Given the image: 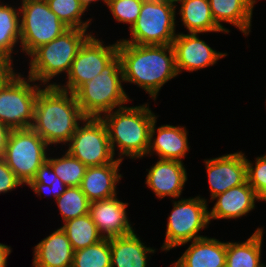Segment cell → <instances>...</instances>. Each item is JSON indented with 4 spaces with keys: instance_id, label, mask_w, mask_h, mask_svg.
<instances>
[{
    "instance_id": "cell-1",
    "label": "cell",
    "mask_w": 266,
    "mask_h": 267,
    "mask_svg": "<svg viewBox=\"0 0 266 267\" xmlns=\"http://www.w3.org/2000/svg\"><path fill=\"white\" fill-rule=\"evenodd\" d=\"M124 82L137 84L156 100L161 87L178 76L172 45H138L119 40Z\"/></svg>"
},
{
    "instance_id": "cell-2",
    "label": "cell",
    "mask_w": 266,
    "mask_h": 267,
    "mask_svg": "<svg viewBox=\"0 0 266 267\" xmlns=\"http://www.w3.org/2000/svg\"><path fill=\"white\" fill-rule=\"evenodd\" d=\"M34 107V121L31 128L48 144L68 143L85 120L74 93L57 86H43Z\"/></svg>"
},
{
    "instance_id": "cell-3",
    "label": "cell",
    "mask_w": 266,
    "mask_h": 267,
    "mask_svg": "<svg viewBox=\"0 0 266 267\" xmlns=\"http://www.w3.org/2000/svg\"><path fill=\"white\" fill-rule=\"evenodd\" d=\"M103 115L100 118L108 130L114 156L116 147L120 150L118 159L121 161L124 156L139 159L147 155L151 124L157 118L148 103L134 107L124 106Z\"/></svg>"
},
{
    "instance_id": "cell-4",
    "label": "cell",
    "mask_w": 266,
    "mask_h": 267,
    "mask_svg": "<svg viewBox=\"0 0 266 267\" xmlns=\"http://www.w3.org/2000/svg\"><path fill=\"white\" fill-rule=\"evenodd\" d=\"M122 82L124 78L121 60L117 55L100 74L74 92L82 113L86 117L100 118L104 113L115 110L114 108L124 107L130 99Z\"/></svg>"
},
{
    "instance_id": "cell-5",
    "label": "cell",
    "mask_w": 266,
    "mask_h": 267,
    "mask_svg": "<svg viewBox=\"0 0 266 267\" xmlns=\"http://www.w3.org/2000/svg\"><path fill=\"white\" fill-rule=\"evenodd\" d=\"M79 28H68L51 42L41 45L29 56L28 76L35 81L47 84L53 77L65 72L68 74L78 50L91 35Z\"/></svg>"
},
{
    "instance_id": "cell-6",
    "label": "cell",
    "mask_w": 266,
    "mask_h": 267,
    "mask_svg": "<svg viewBox=\"0 0 266 267\" xmlns=\"http://www.w3.org/2000/svg\"><path fill=\"white\" fill-rule=\"evenodd\" d=\"M13 73L0 86V122L12 129L31 128L40 85L31 77ZM33 84H30V83Z\"/></svg>"
},
{
    "instance_id": "cell-7",
    "label": "cell",
    "mask_w": 266,
    "mask_h": 267,
    "mask_svg": "<svg viewBox=\"0 0 266 267\" xmlns=\"http://www.w3.org/2000/svg\"><path fill=\"white\" fill-rule=\"evenodd\" d=\"M176 6L162 0H143L140 14L125 43L138 45H172L175 39Z\"/></svg>"
},
{
    "instance_id": "cell-8",
    "label": "cell",
    "mask_w": 266,
    "mask_h": 267,
    "mask_svg": "<svg viewBox=\"0 0 266 267\" xmlns=\"http://www.w3.org/2000/svg\"><path fill=\"white\" fill-rule=\"evenodd\" d=\"M20 10L21 50L28 56L65 32L68 27L52 12L46 0H22Z\"/></svg>"
},
{
    "instance_id": "cell-9",
    "label": "cell",
    "mask_w": 266,
    "mask_h": 267,
    "mask_svg": "<svg viewBox=\"0 0 266 267\" xmlns=\"http://www.w3.org/2000/svg\"><path fill=\"white\" fill-rule=\"evenodd\" d=\"M48 146L32 128L12 129L2 158L23 185H28L47 160Z\"/></svg>"
},
{
    "instance_id": "cell-10",
    "label": "cell",
    "mask_w": 266,
    "mask_h": 267,
    "mask_svg": "<svg viewBox=\"0 0 266 267\" xmlns=\"http://www.w3.org/2000/svg\"><path fill=\"white\" fill-rule=\"evenodd\" d=\"M207 199L195 198L181 199L173 202V209L168 216L166 237L162 251L186 244L187 242L203 238L198 232L208 227L209 210Z\"/></svg>"
},
{
    "instance_id": "cell-11",
    "label": "cell",
    "mask_w": 266,
    "mask_h": 267,
    "mask_svg": "<svg viewBox=\"0 0 266 267\" xmlns=\"http://www.w3.org/2000/svg\"><path fill=\"white\" fill-rule=\"evenodd\" d=\"M119 41L103 45L92 34L85 40L74 58L68 72L66 85L50 83L49 86L74 93L80 86L93 79L118 55Z\"/></svg>"
},
{
    "instance_id": "cell-12",
    "label": "cell",
    "mask_w": 266,
    "mask_h": 267,
    "mask_svg": "<svg viewBox=\"0 0 266 267\" xmlns=\"http://www.w3.org/2000/svg\"><path fill=\"white\" fill-rule=\"evenodd\" d=\"M67 152L87 167L112 163L108 130L101 118L86 117L69 141Z\"/></svg>"
},
{
    "instance_id": "cell-13",
    "label": "cell",
    "mask_w": 266,
    "mask_h": 267,
    "mask_svg": "<svg viewBox=\"0 0 266 267\" xmlns=\"http://www.w3.org/2000/svg\"><path fill=\"white\" fill-rule=\"evenodd\" d=\"M210 186L211 200L230 188L247 181L245 154L240 152L204 160Z\"/></svg>"
},
{
    "instance_id": "cell-14",
    "label": "cell",
    "mask_w": 266,
    "mask_h": 267,
    "mask_svg": "<svg viewBox=\"0 0 266 267\" xmlns=\"http://www.w3.org/2000/svg\"><path fill=\"white\" fill-rule=\"evenodd\" d=\"M199 33H179L175 36L172 46L175 52L177 73L182 70L189 72L212 66L226 56L227 53L213 50L205 41L199 39Z\"/></svg>"
},
{
    "instance_id": "cell-15",
    "label": "cell",
    "mask_w": 266,
    "mask_h": 267,
    "mask_svg": "<svg viewBox=\"0 0 266 267\" xmlns=\"http://www.w3.org/2000/svg\"><path fill=\"white\" fill-rule=\"evenodd\" d=\"M116 197L92 201L89 205L91 219L103 238L124 236L134 231L126 214L128 203Z\"/></svg>"
},
{
    "instance_id": "cell-16",
    "label": "cell",
    "mask_w": 266,
    "mask_h": 267,
    "mask_svg": "<svg viewBox=\"0 0 266 267\" xmlns=\"http://www.w3.org/2000/svg\"><path fill=\"white\" fill-rule=\"evenodd\" d=\"M182 162L159 159L148 170L145 184L160 199L169 196L179 198L187 181V172Z\"/></svg>"
},
{
    "instance_id": "cell-17",
    "label": "cell",
    "mask_w": 266,
    "mask_h": 267,
    "mask_svg": "<svg viewBox=\"0 0 266 267\" xmlns=\"http://www.w3.org/2000/svg\"><path fill=\"white\" fill-rule=\"evenodd\" d=\"M156 119L151 124L147 154L156 153L160 159L182 162V158L190 149L186 128L166 124L158 127L155 134ZM154 134L157 135L156 138Z\"/></svg>"
},
{
    "instance_id": "cell-18",
    "label": "cell",
    "mask_w": 266,
    "mask_h": 267,
    "mask_svg": "<svg viewBox=\"0 0 266 267\" xmlns=\"http://www.w3.org/2000/svg\"><path fill=\"white\" fill-rule=\"evenodd\" d=\"M121 162L117 158L109 164L87 167L80 188L90 202L117 196L116 184L123 177L118 172Z\"/></svg>"
},
{
    "instance_id": "cell-19",
    "label": "cell",
    "mask_w": 266,
    "mask_h": 267,
    "mask_svg": "<svg viewBox=\"0 0 266 267\" xmlns=\"http://www.w3.org/2000/svg\"><path fill=\"white\" fill-rule=\"evenodd\" d=\"M217 199L212 210L209 211V220L235 219L246 216L255 208V200L259 201L255 190L246 181L240 186L230 188L224 193L212 198Z\"/></svg>"
},
{
    "instance_id": "cell-20",
    "label": "cell",
    "mask_w": 266,
    "mask_h": 267,
    "mask_svg": "<svg viewBox=\"0 0 266 267\" xmlns=\"http://www.w3.org/2000/svg\"><path fill=\"white\" fill-rule=\"evenodd\" d=\"M33 267H72L74 249L60 227L34 247Z\"/></svg>"
},
{
    "instance_id": "cell-21",
    "label": "cell",
    "mask_w": 266,
    "mask_h": 267,
    "mask_svg": "<svg viewBox=\"0 0 266 267\" xmlns=\"http://www.w3.org/2000/svg\"><path fill=\"white\" fill-rule=\"evenodd\" d=\"M172 267H226V242L207 236L193 240Z\"/></svg>"
},
{
    "instance_id": "cell-22",
    "label": "cell",
    "mask_w": 266,
    "mask_h": 267,
    "mask_svg": "<svg viewBox=\"0 0 266 267\" xmlns=\"http://www.w3.org/2000/svg\"><path fill=\"white\" fill-rule=\"evenodd\" d=\"M256 0H209L211 13L215 23L226 33L221 22L236 26L245 36L251 31L253 7Z\"/></svg>"
},
{
    "instance_id": "cell-23",
    "label": "cell",
    "mask_w": 266,
    "mask_h": 267,
    "mask_svg": "<svg viewBox=\"0 0 266 267\" xmlns=\"http://www.w3.org/2000/svg\"><path fill=\"white\" fill-rule=\"evenodd\" d=\"M134 232L109 238L111 267H147L149 253L155 249L146 247Z\"/></svg>"
},
{
    "instance_id": "cell-24",
    "label": "cell",
    "mask_w": 266,
    "mask_h": 267,
    "mask_svg": "<svg viewBox=\"0 0 266 267\" xmlns=\"http://www.w3.org/2000/svg\"><path fill=\"white\" fill-rule=\"evenodd\" d=\"M263 229L257 228L245 242H226V267H265L261 263Z\"/></svg>"
},
{
    "instance_id": "cell-25",
    "label": "cell",
    "mask_w": 266,
    "mask_h": 267,
    "mask_svg": "<svg viewBox=\"0 0 266 267\" xmlns=\"http://www.w3.org/2000/svg\"><path fill=\"white\" fill-rule=\"evenodd\" d=\"M180 5L181 21L189 33H224L213 19L209 0H183Z\"/></svg>"
},
{
    "instance_id": "cell-26",
    "label": "cell",
    "mask_w": 266,
    "mask_h": 267,
    "mask_svg": "<svg viewBox=\"0 0 266 267\" xmlns=\"http://www.w3.org/2000/svg\"><path fill=\"white\" fill-rule=\"evenodd\" d=\"M21 40L20 10L0 3V55L12 61L15 45Z\"/></svg>"
},
{
    "instance_id": "cell-27",
    "label": "cell",
    "mask_w": 266,
    "mask_h": 267,
    "mask_svg": "<svg viewBox=\"0 0 266 267\" xmlns=\"http://www.w3.org/2000/svg\"><path fill=\"white\" fill-rule=\"evenodd\" d=\"M61 227L74 251L94 245L103 239L90 214H86L63 223Z\"/></svg>"
},
{
    "instance_id": "cell-28",
    "label": "cell",
    "mask_w": 266,
    "mask_h": 267,
    "mask_svg": "<svg viewBox=\"0 0 266 267\" xmlns=\"http://www.w3.org/2000/svg\"><path fill=\"white\" fill-rule=\"evenodd\" d=\"M54 173L68 187H80L85 175L87 166L81 161L71 156L67 151L60 158L48 157Z\"/></svg>"
},
{
    "instance_id": "cell-29",
    "label": "cell",
    "mask_w": 266,
    "mask_h": 267,
    "mask_svg": "<svg viewBox=\"0 0 266 267\" xmlns=\"http://www.w3.org/2000/svg\"><path fill=\"white\" fill-rule=\"evenodd\" d=\"M72 267H111V250L109 238L74 251Z\"/></svg>"
},
{
    "instance_id": "cell-30",
    "label": "cell",
    "mask_w": 266,
    "mask_h": 267,
    "mask_svg": "<svg viewBox=\"0 0 266 267\" xmlns=\"http://www.w3.org/2000/svg\"><path fill=\"white\" fill-rule=\"evenodd\" d=\"M63 222L89 213L90 201L80 187L70 186L56 199Z\"/></svg>"
},
{
    "instance_id": "cell-31",
    "label": "cell",
    "mask_w": 266,
    "mask_h": 267,
    "mask_svg": "<svg viewBox=\"0 0 266 267\" xmlns=\"http://www.w3.org/2000/svg\"><path fill=\"white\" fill-rule=\"evenodd\" d=\"M49 8L54 12L59 20L68 28H79L87 30L91 20L83 22L82 15L86 11L79 0H46Z\"/></svg>"
},
{
    "instance_id": "cell-32",
    "label": "cell",
    "mask_w": 266,
    "mask_h": 267,
    "mask_svg": "<svg viewBox=\"0 0 266 267\" xmlns=\"http://www.w3.org/2000/svg\"><path fill=\"white\" fill-rule=\"evenodd\" d=\"M28 186L40 197H42V192L53 194L55 200L68 187L57 177L47 160L38 168Z\"/></svg>"
},
{
    "instance_id": "cell-33",
    "label": "cell",
    "mask_w": 266,
    "mask_h": 267,
    "mask_svg": "<svg viewBox=\"0 0 266 267\" xmlns=\"http://www.w3.org/2000/svg\"><path fill=\"white\" fill-rule=\"evenodd\" d=\"M143 0H107V7L113 18L122 23H128L129 29L136 23Z\"/></svg>"
},
{
    "instance_id": "cell-34",
    "label": "cell",
    "mask_w": 266,
    "mask_h": 267,
    "mask_svg": "<svg viewBox=\"0 0 266 267\" xmlns=\"http://www.w3.org/2000/svg\"><path fill=\"white\" fill-rule=\"evenodd\" d=\"M247 181L255 190L259 201L266 203V154L256 158L255 166L246 157Z\"/></svg>"
},
{
    "instance_id": "cell-35",
    "label": "cell",
    "mask_w": 266,
    "mask_h": 267,
    "mask_svg": "<svg viewBox=\"0 0 266 267\" xmlns=\"http://www.w3.org/2000/svg\"><path fill=\"white\" fill-rule=\"evenodd\" d=\"M20 185L23 186V183L6 164L5 160L0 157V194L12 191Z\"/></svg>"
},
{
    "instance_id": "cell-36",
    "label": "cell",
    "mask_w": 266,
    "mask_h": 267,
    "mask_svg": "<svg viewBox=\"0 0 266 267\" xmlns=\"http://www.w3.org/2000/svg\"><path fill=\"white\" fill-rule=\"evenodd\" d=\"M13 64L0 55V86L14 73Z\"/></svg>"
},
{
    "instance_id": "cell-37",
    "label": "cell",
    "mask_w": 266,
    "mask_h": 267,
    "mask_svg": "<svg viewBox=\"0 0 266 267\" xmlns=\"http://www.w3.org/2000/svg\"><path fill=\"white\" fill-rule=\"evenodd\" d=\"M11 129L0 122V157L3 156Z\"/></svg>"
},
{
    "instance_id": "cell-38",
    "label": "cell",
    "mask_w": 266,
    "mask_h": 267,
    "mask_svg": "<svg viewBox=\"0 0 266 267\" xmlns=\"http://www.w3.org/2000/svg\"><path fill=\"white\" fill-rule=\"evenodd\" d=\"M11 247L0 243V267L7 266V257L11 253Z\"/></svg>"
},
{
    "instance_id": "cell-39",
    "label": "cell",
    "mask_w": 266,
    "mask_h": 267,
    "mask_svg": "<svg viewBox=\"0 0 266 267\" xmlns=\"http://www.w3.org/2000/svg\"><path fill=\"white\" fill-rule=\"evenodd\" d=\"M99 0H79L80 4L84 7L85 10H87L88 6L92 3V2H97ZM104 1L105 4H107V0H102Z\"/></svg>"
},
{
    "instance_id": "cell-40",
    "label": "cell",
    "mask_w": 266,
    "mask_h": 267,
    "mask_svg": "<svg viewBox=\"0 0 266 267\" xmlns=\"http://www.w3.org/2000/svg\"><path fill=\"white\" fill-rule=\"evenodd\" d=\"M162 1H165L166 3L176 6V2L181 3L183 0H162Z\"/></svg>"
}]
</instances>
